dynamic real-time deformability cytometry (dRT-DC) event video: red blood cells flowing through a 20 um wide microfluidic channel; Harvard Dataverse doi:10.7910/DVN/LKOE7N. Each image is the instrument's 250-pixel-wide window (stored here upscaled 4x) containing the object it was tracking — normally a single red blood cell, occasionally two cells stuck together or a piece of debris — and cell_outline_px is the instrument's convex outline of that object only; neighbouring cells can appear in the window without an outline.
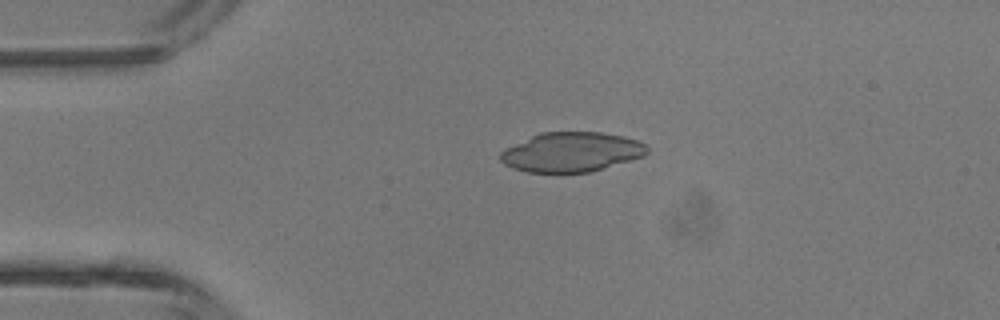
{"species": "common noctule bat (a hibernating species)", "species_latin": "Nyctalus noctula", "temperature_condition": "room temperature", "stored_images_in_passage": 3, "camera_frame_rate_fps": 3000, "um_per_image_px": 0.085, "animal": {"sex": "male", "body_mass_g": 13.3}, "frame": {"image": 1, "passage_image": 1, "time_ms": 0.0, "image_size_px": [1000, 320], "cell_outline_px": [[648, 152], [644, 156], [588, 172], [560, 176], [528, 172], [512, 168], [504, 164], [500, 160], [500, 152], [504, 148], [540, 132], [600, 132], [624, 136], [636, 140], [644, 144], [648, 148]], "centroid_in_image_um": [48.51, 12.96], "position_along_channel_um": 36.5, "area_um2": 34.56}}